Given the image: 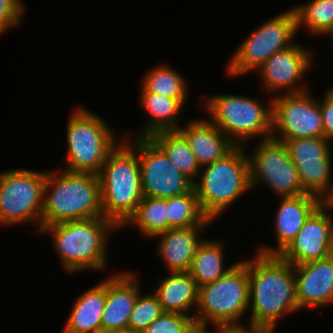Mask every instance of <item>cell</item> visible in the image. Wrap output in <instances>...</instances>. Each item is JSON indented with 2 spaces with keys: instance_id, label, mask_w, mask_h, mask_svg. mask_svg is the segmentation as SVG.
<instances>
[{
  "instance_id": "6da1fadb",
  "label": "cell",
  "mask_w": 333,
  "mask_h": 333,
  "mask_svg": "<svg viewBox=\"0 0 333 333\" xmlns=\"http://www.w3.org/2000/svg\"><path fill=\"white\" fill-rule=\"evenodd\" d=\"M256 253L254 260L248 261L249 326L274 331L280 317L299 310L294 265L279 255Z\"/></svg>"
},
{
  "instance_id": "7a4b0ae2",
  "label": "cell",
  "mask_w": 333,
  "mask_h": 333,
  "mask_svg": "<svg viewBox=\"0 0 333 333\" xmlns=\"http://www.w3.org/2000/svg\"><path fill=\"white\" fill-rule=\"evenodd\" d=\"M46 171L42 227L103 216L98 174Z\"/></svg>"
},
{
  "instance_id": "3957f363",
  "label": "cell",
  "mask_w": 333,
  "mask_h": 333,
  "mask_svg": "<svg viewBox=\"0 0 333 333\" xmlns=\"http://www.w3.org/2000/svg\"><path fill=\"white\" fill-rule=\"evenodd\" d=\"M122 140L109 152L98 173L103 216L119 228L135 213L143 198L134 141L130 144L128 138Z\"/></svg>"
},
{
  "instance_id": "277c9868",
  "label": "cell",
  "mask_w": 333,
  "mask_h": 333,
  "mask_svg": "<svg viewBox=\"0 0 333 333\" xmlns=\"http://www.w3.org/2000/svg\"><path fill=\"white\" fill-rule=\"evenodd\" d=\"M119 228L104 216L66 221L41 228L51 232L53 244L66 271L103 269L107 236Z\"/></svg>"
},
{
  "instance_id": "5b68a950",
  "label": "cell",
  "mask_w": 333,
  "mask_h": 333,
  "mask_svg": "<svg viewBox=\"0 0 333 333\" xmlns=\"http://www.w3.org/2000/svg\"><path fill=\"white\" fill-rule=\"evenodd\" d=\"M243 146H237L221 160L205 165L194 190L203 213L212 221L244 192L251 190L249 160Z\"/></svg>"
},
{
  "instance_id": "8992f818",
  "label": "cell",
  "mask_w": 333,
  "mask_h": 333,
  "mask_svg": "<svg viewBox=\"0 0 333 333\" xmlns=\"http://www.w3.org/2000/svg\"><path fill=\"white\" fill-rule=\"evenodd\" d=\"M199 312L194 313L198 327L207 328L211 322L215 326H239L249 305L248 260L235 264L225 275L215 282L198 288L196 305Z\"/></svg>"
},
{
  "instance_id": "52a82bcc",
  "label": "cell",
  "mask_w": 333,
  "mask_h": 333,
  "mask_svg": "<svg viewBox=\"0 0 333 333\" xmlns=\"http://www.w3.org/2000/svg\"><path fill=\"white\" fill-rule=\"evenodd\" d=\"M68 119L65 170L98 174L119 140L102 118L84 107H78Z\"/></svg>"
},
{
  "instance_id": "ba28073f",
  "label": "cell",
  "mask_w": 333,
  "mask_h": 333,
  "mask_svg": "<svg viewBox=\"0 0 333 333\" xmlns=\"http://www.w3.org/2000/svg\"><path fill=\"white\" fill-rule=\"evenodd\" d=\"M206 98L203 106L211 114V122L236 146H242L241 142L256 135H262V140L271 138L272 104L266 109L256 99L244 95L221 94Z\"/></svg>"
},
{
  "instance_id": "9c48e42d",
  "label": "cell",
  "mask_w": 333,
  "mask_h": 333,
  "mask_svg": "<svg viewBox=\"0 0 333 333\" xmlns=\"http://www.w3.org/2000/svg\"><path fill=\"white\" fill-rule=\"evenodd\" d=\"M45 178L46 171L16 169L0 173V224L32 221L41 230Z\"/></svg>"
},
{
  "instance_id": "30bf717a",
  "label": "cell",
  "mask_w": 333,
  "mask_h": 333,
  "mask_svg": "<svg viewBox=\"0 0 333 333\" xmlns=\"http://www.w3.org/2000/svg\"><path fill=\"white\" fill-rule=\"evenodd\" d=\"M297 33L294 9L280 13L261 24L236 49L228 65L227 74L238 76L257 70L277 51L292 46Z\"/></svg>"
},
{
  "instance_id": "8fae6325",
  "label": "cell",
  "mask_w": 333,
  "mask_h": 333,
  "mask_svg": "<svg viewBox=\"0 0 333 333\" xmlns=\"http://www.w3.org/2000/svg\"><path fill=\"white\" fill-rule=\"evenodd\" d=\"M259 144L253 156H248L251 188L265 182L281 197L307 194L287 146L273 138Z\"/></svg>"
},
{
  "instance_id": "7c38bea8",
  "label": "cell",
  "mask_w": 333,
  "mask_h": 333,
  "mask_svg": "<svg viewBox=\"0 0 333 333\" xmlns=\"http://www.w3.org/2000/svg\"><path fill=\"white\" fill-rule=\"evenodd\" d=\"M310 92L285 93L272 97V136L285 142L290 139L323 137L322 113L319 102ZM278 131L280 134L278 136Z\"/></svg>"
},
{
  "instance_id": "4fadbf2b",
  "label": "cell",
  "mask_w": 333,
  "mask_h": 333,
  "mask_svg": "<svg viewBox=\"0 0 333 333\" xmlns=\"http://www.w3.org/2000/svg\"><path fill=\"white\" fill-rule=\"evenodd\" d=\"M134 142L143 196L166 199L194 189V182L181 173L149 137H136Z\"/></svg>"
},
{
  "instance_id": "5bb4252c",
  "label": "cell",
  "mask_w": 333,
  "mask_h": 333,
  "mask_svg": "<svg viewBox=\"0 0 333 333\" xmlns=\"http://www.w3.org/2000/svg\"><path fill=\"white\" fill-rule=\"evenodd\" d=\"M329 141L324 137L286 140L290 159L295 164L305 191L320 199L331 188L332 158ZM331 174V175H330ZM331 180V181H330Z\"/></svg>"
},
{
  "instance_id": "9a60e30c",
  "label": "cell",
  "mask_w": 333,
  "mask_h": 333,
  "mask_svg": "<svg viewBox=\"0 0 333 333\" xmlns=\"http://www.w3.org/2000/svg\"><path fill=\"white\" fill-rule=\"evenodd\" d=\"M311 53L313 52L310 49L295 42L292 46L274 53L258 68L264 88L270 91V94L285 88L287 92L284 93L288 94L308 91L306 86L297 87L296 83L312 66Z\"/></svg>"
},
{
  "instance_id": "2e32d148",
  "label": "cell",
  "mask_w": 333,
  "mask_h": 333,
  "mask_svg": "<svg viewBox=\"0 0 333 333\" xmlns=\"http://www.w3.org/2000/svg\"><path fill=\"white\" fill-rule=\"evenodd\" d=\"M320 205L305 221L297 236L279 255L293 265L319 260L333 253V218Z\"/></svg>"
},
{
  "instance_id": "e0dca14e",
  "label": "cell",
  "mask_w": 333,
  "mask_h": 333,
  "mask_svg": "<svg viewBox=\"0 0 333 333\" xmlns=\"http://www.w3.org/2000/svg\"><path fill=\"white\" fill-rule=\"evenodd\" d=\"M136 279L137 277L131 272L113 274L106 279L102 333L128 331L131 312L141 294Z\"/></svg>"
},
{
  "instance_id": "ac0fdd59",
  "label": "cell",
  "mask_w": 333,
  "mask_h": 333,
  "mask_svg": "<svg viewBox=\"0 0 333 333\" xmlns=\"http://www.w3.org/2000/svg\"><path fill=\"white\" fill-rule=\"evenodd\" d=\"M298 308L333 304V253L323 259L294 265Z\"/></svg>"
},
{
  "instance_id": "d6986e66",
  "label": "cell",
  "mask_w": 333,
  "mask_h": 333,
  "mask_svg": "<svg viewBox=\"0 0 333 333\" xmlns=\"http://www.w3.org/2000/svg\"><path fill=\"white\" fill-rule=\"evenodd\" d=\"M275 214L277 248L262 246L258 253L280 255L294 240L309 216L321 205V199L312 194L282 197Z\"/></svg>"
},
{
  "instance_id": "ffe728a7",
  "label": "cell",
  "mask_w": 333,
  "mask_h": 333,
  "mask_svg": "<svg viewBox=\"0 0 333 333\" xmlns=\"http://www.w3.org/2000/svg\"><path fill=\"white\" fill-rule=\"evenodd\" d=\"M178 131L201 167L223 159L237 147L210 119L189 122L185 127L179 126Z\"/></svg>"
},
{
  "instance_id": "44dd1931",
  "label": "cell",
  "mask_w": 333,
  "mask_h": 333,
  "mask_svg": "<svg viewBox=\"0 0 333 333\" xmlns=\"http://www.w3.org/2000/svg\"><path fill=\"white\" fill-rule=\"evenodd\" d=\"M204 227L207 228V226H191L168 229L156 235L160 238L158 252L165 259L170 272L189 271L196 250L203 241L199 239V235Z\"/></svg>"
},
{
  "instance_id": "7402d4cb",
  "label": "cell",
  "mask_w": 333,
  "mask_h": 333,
  "mask_svg": "<svg viewBox=\"0 0 333 333\" xmlns=\"http://www.w3.org/2000/svg\"><path fill=\"white\" fill-rule=\"evenodd\" d=\"M106 280L81 294L75 301L64 333H102Z\"/></svg>"
},
{
  "instance_id": "603a6c76",
  "label": "cell",
  "mask_w": 333,
  "mask_h": 333,
  "mask_svg": "<svg viewBox=\"0 0 333 333\" xmlns=\"http://www.w3.org/2000/svg\"><path fill=\"white\" fill-rule=\"evenodd\" d=\"M159 283L154 294L162 310L190 316L188 312L197 305L199 287L189 272H170L169 276Z\"/></svg>"
},
{
  "instance_id": "cb8c5ba5",
  "label": "cell",
  "mask_w": 333,
  "mask_h": 333,
  "mask_svg": "<svg viewBox=\"0 0 333 333\" xmlns=\"http://www.w3.org/2000/svg\"><path fill=\"white\" fill-rule=\"evenodd\" d=\"M141 104L150 114L149 123L137 137H150L161 131H177V115L183 111L186 98H169L152 92H141Z\"/></svg>"
},
{
  "instance_id": "d4e9b609",
  "label": "cell",
  "mask_w": 333,
  "mask_h": 333,
  "mask_svg": "<svg viewBox=\"0 0 333 333\" xmlns=\"http://www.w3.org/2000/svg\"><path fill=\"white\" fill-rule=\"evenodd\" d=\"M169 158L171 163L193 182L201 166L197 162L188 141L177 131H161L149 137Z\"/></svg>"
},
{
  "instance_id": "484cf974",
  "label": "cell",
  "mask_w": 333,
  "mask_h": 333,
  "mask_svg": "<svg viewBox=\"0 0 333 333\" xmlns=\"http://www.w3.org/2000/svg\"><path fill=\"white\" fill-rule=\"evenodd\" d=\"M222 246L221 241L204 239L198 246L188 271L198 287L215 282L235 265L233 264L227 269L223 268Z\"/></svg>"
},
{
  "instance_id": "4316f807",
  "label": "cell",
  "mask_w": 333,
  "mask_h": 333,
  "mask_svg": "<svg viewBox=\"0 0 333 333\" xmlns=\"http://www.w3.org/2000/svg\"><path fill=\"white\" fill-rule=\"evenodd\" d=\"M168 229L207 226L210 220L202 211L195 190L166 198Z\"/></svg>"
},
{
  "instance_id": "83f0119b",
  "label": "cell",
  "mask_w": 333,
  "mask_h": 333,
  "mask_svg": "<svg viewBox=\"0 0 333 333\" xmlns=\"http://www.w3.org/2000/svg\"><path fill=\"white\" fill-rule=\"evenodd\" d=\"M127 224L137 225L147 237L165 232L168 230L166 199L143 196L137 210L123 226Z\"/></svg>"
},
{
  "instance_id": "f1b7e54d",
  "label": "cell",
  "mask_w": 333,
  "mask_h": 333,
  "mask_svg": "<svg viewBox=\"0 0 333 333\" xmlns=\"http://www.w3.org/2000/svg\"><path fill=\"white\" fill-rule=\"evenodd\" d=\"M296 15L297 32L306 26L313 34L328 36L333 30V0H312L307 4L293 7Z\"/></svg>"
},
{
  "instance_id": "f546056e",
  "label": "cell",
  "mask_w": 333,
  "mask_h": 333,
  "mask_svg": "<svg viewBox=\"0 0 333 333\" xmlns=\"http://www.w3.org/2000/svg\"><path fill=\"white\" fill-rule=\"evenodd\" d=\"M184 76L161 65L148 71L143 78L142 92H152L169 98H187L188 88Z\"/></svg>"
},
{
  "instance_id": "4dcf8cb0",
  "label": "cell",
  "mask_w": 333,
  "mask_h": 333,
  "mask_svg": "<svg viewBox=\"0 0 333 333\" xmlns=\"http://www.w3.org/2000/svg\"><path fill=\"white\" fill-rule=\"evenodd\" d=\"M163 312L154 293L143 296L139 294L130 315L128 331L142 333Z\"/></svg>"
},
{
  "instance_id": "1f68e13d",
  "label": "cell",
  "mask_w": 333,
  "mask_h": 333,
  "mask_svg": "<svg viewBox=\"0 0 333 333\" xmlns=\"http://www.w3.org/2000/svg\"><path fill=\"white\" fill-rule=\"evenodd\" d=\"M198 328L193 315L163 312L142 333H194Z\"/></svg>"
},
{
  "instance_id": "d6a6232c",
  "label": "cell",
  "mask_w": 333,
  "mask_h": 333,
  "mask_svg": "<svg viewBox=\"0 0 333 333\" xmlns=\"http://www.w3.org/2000/svg\"><path fill=\"white\" fill-rule=\"evenodd\" d=\"M25 11L20 0H0V34L21 23Z\"/></svg>"
},
{
  "instance_id": "836d02e7",
  "label": "cell",
  "mask_w": 333,
  "mask_h": 333,
  "mask_svg": "<svg viewBox=\"0 0 333 333\" xmlns=\"http://www.w3.org/2000/svg\"><path fill=\"white\" fill-rule=\"evenodd\" d=\"M322 113L323 137L333 140V100L325 94L323 101H319Z\"/></svg>"
},
{
  "instance_id": "e575fe53",
  "label": "cell",
  "mask_w": 333,
  "mask_h": 333,
  "mask_svg": "<svg viewBox=\"0 0 333 333\" xmlns=\"http://www.w3.org/2000/svg\"><path fill=\"white\" fill-rule=\"evenodd\" d=\"M246 326L243 327V325L239 326H215L217 332L216 333H258L260 330L254 328V327H249V330L245 328ZM206 333H211L207 331V328H205ZM214 333V332H213Z\"/></svg>"
},
{
  "instance_id": "d590c367",
  "label": "cell",
  "mask_w": 333,
  "mask_h": 333,
  "mask_svg": "<svg viewBox=\"0 0 333 333\" xmlns=\"http://www.w3.org/2000/svg\"><path fill=\"white\" fill-rule=\"evenodd\" d=\"M321 205L327 210L333 208V182L329 191L321 198Z\"/></svg>"
},
{
  "instance_id": "8d00e7d4",
  "label": "cell",
  "mask_w": 333,
  "mask_h": 333,
  "mask_svg": "<svg viewBox=\"0 0 333 333\" xmlns=\"http://www.w3.org/2000/svg\"><path fill=\"white\" fill-rule=\"evenodd\" d=\"M325 94L333 100V86Z\"/></svg>"
},
{
  "instance_id": "74e56055",
  "label": "cell",
  "mask_w": 333,
  "mask_h": 333,
  "mask_svg": "<svg viewBox=\"0 0 333 333\" xmlns=\"http://www.w3.org/2000/svg\"><path fill=\"white\" fill-rule=\"evenodd\" d=\"M194 333H206L205 328L199 327Z\"/></svg>"
},
{
  "instance_id": "f35d334b",
  "label": "cell",
  "mask_w": 333,
  "mask_h": 333,
  "mask_svg": "<svg viewBox=\"0 0 333 333\" xmlns=\"http://www.w3.org/2000/svg\"><path fill=\"white\" fill-rule=\"evenodd\" d=\"M258 333H274V331H270V330H260Z\"/></svg>"
},
{
  "instance_id": "ab89813d",
  "label": "cell",
  "mask_w": 333,
  "mask_h": 333,
  "mask_svg": "<svg viewBox=\"0 0 333 333\" xmlns=\"http://www.w3.org/2000/svg\"><path fill=\"white\" fill-rule=\"evenodd\" d=\"M117 333H140V332L121 331V332H117Z\"/></svg>"
},
{
  "instance_id": "60d3db41",
  "label": "cell",
  "mask_w": 333,
  "mask_h": 333,
  "mask_svg": "<svg viewBox=\"0 0 333 333\" xmlns=\"http://www.w3.org/2000/svg\"><path fill=\"white\" fill-rule=\"evenodd\" d=\"M328 34L331 35V38H332V40H333V30H332L331 32H329ZM332 42H333V41H332Z\"/></svg>"
}]
</instances>
